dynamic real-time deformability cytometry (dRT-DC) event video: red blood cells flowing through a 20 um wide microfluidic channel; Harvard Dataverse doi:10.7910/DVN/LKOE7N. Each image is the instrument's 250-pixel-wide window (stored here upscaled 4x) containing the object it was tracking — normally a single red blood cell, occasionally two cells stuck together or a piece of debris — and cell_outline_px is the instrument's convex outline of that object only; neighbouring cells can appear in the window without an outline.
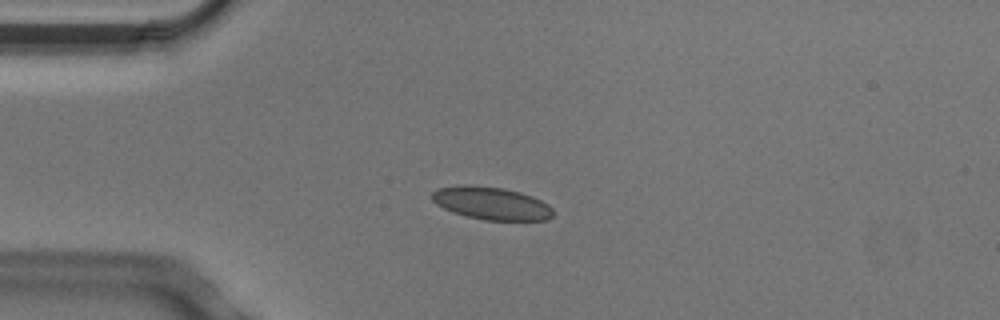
{"species": "Egyptian fruit bat (a non-hibernating species)", "species_latin": "Rousettus aegyptiacus", "temperature_condition": "cold", "stored_images_in_passage": 6, "camera_frame_rate_fps": 3000, "um_per_image_px": 0.085, "animal": {"sex": "male"}, "frame": {"image": 1, "passage_image": 2, "time_ms": 0.333, "image_size_px": [1000, 320], "cell_outline_px": [[552, 216], [548, 220], [484, 220], [452, 212], [436, 204], [432, 200], [432, 192], [436, 188], [456, 184], [468, 184], [504, 188], [520, 192], [532, 196], [548, 204], [552, 208]], "centroid_in_image_um": [41.73, 17.26], "position_along_channel_um": 43.3, "area_um2": 23.29}}
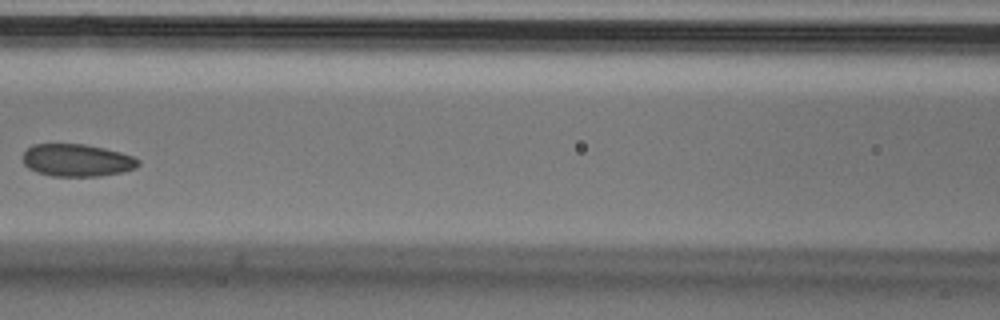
{"frame": {"image": 2, "passage_image": 5, "time_ms": 1.333, "image_size_px": [1000, 320], "cell_outline_px": [[140, 164], [136, 168], [124, 172], [100, 176], [52, 176], [36, 172], [28, 168], [24, 164], [24, 152], [32, 144], [84, 144], [104, 148], [120, 152], [132, 156], [140, 160]], "centroid_in_image_um": [6.56, 13.63], "position_along_channel_um": 160.0, "area_um2": 21.91}}
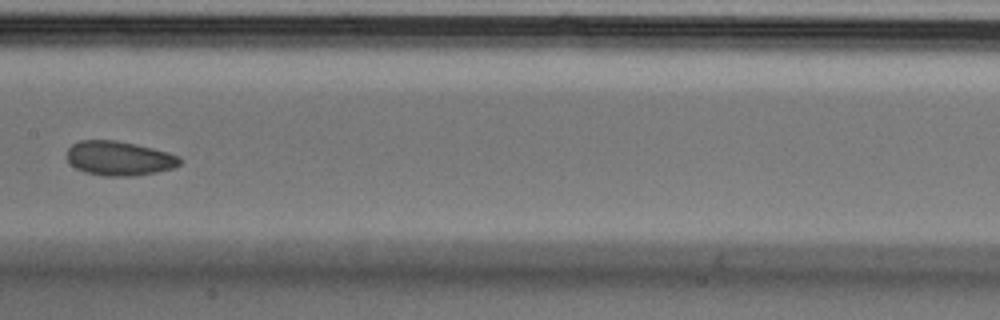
{"frame": {"image": 3, "passage_image": 6, "time_ms": 1.667, "image_size_px": [1000, 320], "cell_outline_px": [[180, 164], [172, 168], [156, 172], [132, 176], [100, 176], [84, 172], [76, 168], [68, 160], [68, 148], [72, 144], [80, 140], [116, 140], [136, 144], [168, 152], [180, 156]], "centroid_in_image_um": [10.12, 13.46], "position_along_channel_um": 197.3, "area_um2": 22.6}}